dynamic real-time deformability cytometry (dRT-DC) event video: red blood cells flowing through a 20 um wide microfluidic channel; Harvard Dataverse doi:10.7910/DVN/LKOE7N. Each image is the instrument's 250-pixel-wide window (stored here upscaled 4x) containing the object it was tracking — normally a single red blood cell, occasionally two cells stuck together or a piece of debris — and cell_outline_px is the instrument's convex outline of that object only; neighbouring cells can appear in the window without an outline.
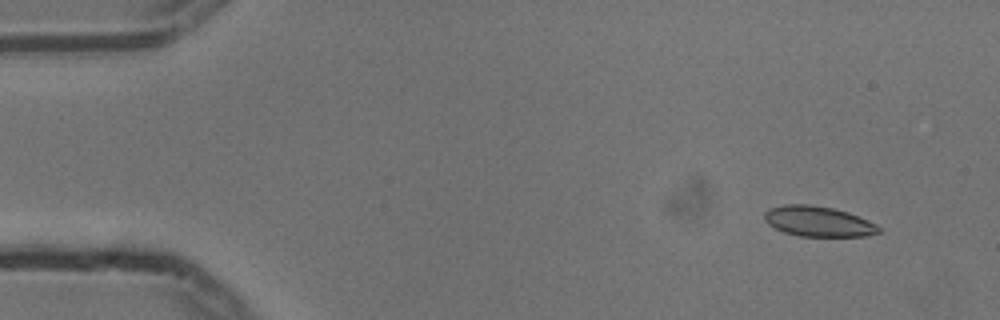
{"species": "common noctule bat (a hibernating species)", "species_latin": "Nyctalus noctula", "temperature_condition": "cold", "stored_images_in_passage": 52, "camera_frame_rate_fps": 3000, "um_per_image_px": 0.085, "animal": {"sex": "male", "body_mass_g": 13.3}, "frame": {"image": 1, "passage_image": 1, "time_ms": 0.0, "image_size_px": [1000, 320], "cell_outline_px": [[880, 232], [864, 236], [800, 236], [784, 232], [768, 224], [764, 220], [764, 212], [768, 208], [784, 204], [808, 204], [832, 208], [848, 212], [868, 220], [876, 224], [880, 228]], "centroid_in_image_um": [69.52, 18.81], "position_along_channel_um": 15.5, "area_um2": 20.17}}
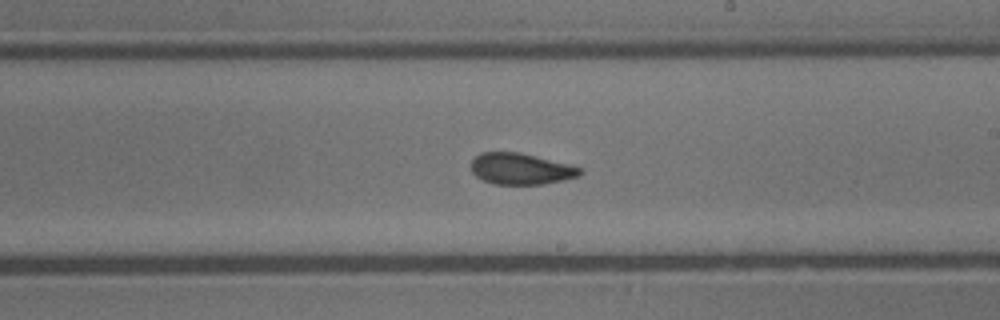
{"frame": {"image": 2, "passage_image": 28, "time_ms": 9.0, "image_size_px": [1000, 320], "cell_outline_px": [[584, 172], [580, 176], [564, 180], [544, 184], [492, 184], [476, 176], [472, 172], [472, 160], [480, 152], [520, 152], [568, 164], [580, 168]], "centroid_in_image_um": [44.28, 14.35], "position_along_channel_um": 244.7, "area_um2": 19.83}}
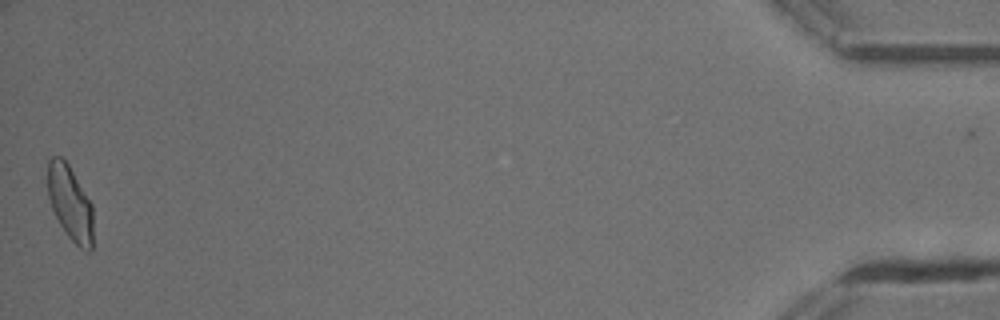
{"frame": {"image": 3, "passage_image": 51, "time_ms": 16.667, "image_size_px": [1000, 320], "cell_outline_px": [[92, 252], [84, 252], [68, 236], [60, 224], [52, 208], [48, 196], [48, 160], [52, 156], [60, 156], [68, 164], [92, 204]], "centroid_in_image_um": [5.97, 17.28], "position_along_channel_um": 429.2, "area_um2": 19.65}, "authors_computed_cell_mechanics": {"area_um2": 20.23, "velocity_mm_per_s": 3.73, "shape_relaxation_time_tau1_ms": 3.8014, "shape_relaxation_time_tau2_ms": 1.7378, "deformation_change_tau1": 0.1172, "deformation_change_tau2": 0.0628}}